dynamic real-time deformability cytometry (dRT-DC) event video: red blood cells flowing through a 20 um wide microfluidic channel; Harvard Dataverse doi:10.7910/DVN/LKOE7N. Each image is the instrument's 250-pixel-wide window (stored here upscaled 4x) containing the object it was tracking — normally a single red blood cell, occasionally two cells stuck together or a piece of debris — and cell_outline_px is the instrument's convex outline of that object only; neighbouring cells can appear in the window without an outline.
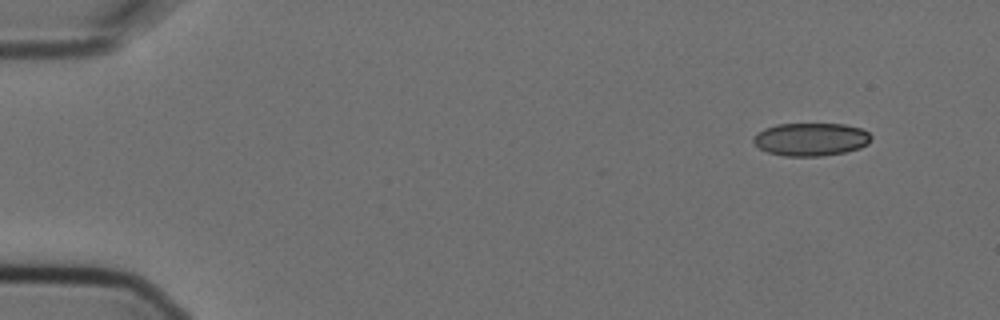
{"species": "Egyptian fruit bat (a non-hibernating species)", "species_latin": "Rousettus aegyptiacus", "temperature_condition": "cold", "stored_images_in_passage": 7, "camera_frame_rate_fps": 3000, "um_per_image_px": 0.085, "animal": {"sex": "female"}, "frame": {"image": 1, "passage_image": 1, "time_ms": 0.0, "image_size_px": [1000, 320], "cell_outline_px": [[872, 140], [868, 144], [860, 148], [844, 152], [820, 156], [784, 156], [768, 152], [760, 148], [752, 140], [752, 136], [756, 132], [764, 128], [776, 124], [844, 124], [860, 128], [868, 132], [872, 136]], "centroid_in_image_um": [68.92, 11.83], "position_along_channel_um": 16.1, "area_um2": 22.77}}
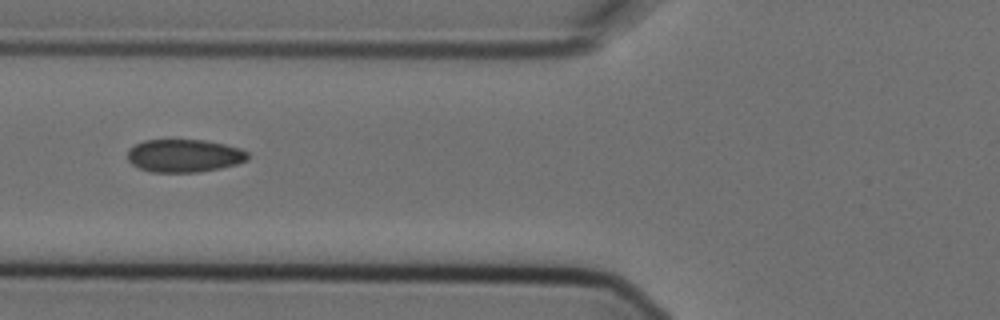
{"frame": {"image": 2, "passage_image": 5, "time_ms": 1.333, "image_size_px": [1000, 320], "cell_outline_px": [[248, 160], [236, 164], [220, 168], [196, 172], [152, 172], [140, 168], [132, 164], [128, 160], [128, 152], [136, 144], [144, 140], [204, 140], [224, 144], [240, 148], [248, 152]], "centroid_in_image_um": [15.68, 13.23], "position_along_channel_um": 110.1, "area_um2": 22.89}}
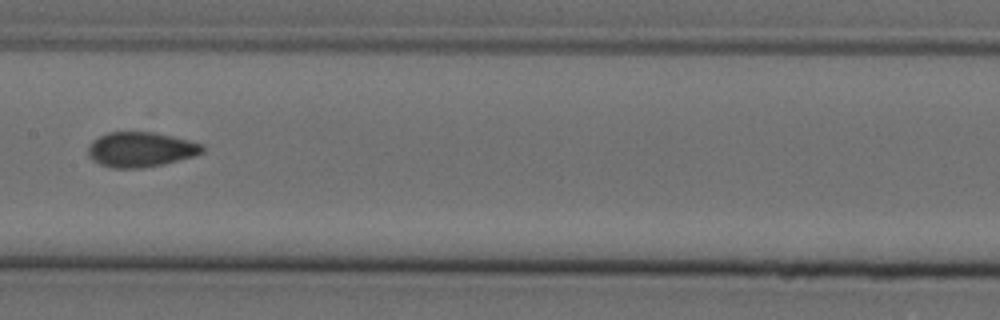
{"frame": {"image": 3, "passage_image": 7, "time_ms": 2.0, "image_size_px": [1000, 320], "cell_outline_px": [[204, 152], [196, 156], [164, 164], [144, 168], [112, 168], [100, 164], [92, 160], [88, 156], [88, 148], [92, 140], [108, 132], [152, 132], [188, 140], [204, 144]], "centroid_in_image_um": [11.97, 12.72], "position_along_channel_um": 195.4, "area_um2": 23.41}}